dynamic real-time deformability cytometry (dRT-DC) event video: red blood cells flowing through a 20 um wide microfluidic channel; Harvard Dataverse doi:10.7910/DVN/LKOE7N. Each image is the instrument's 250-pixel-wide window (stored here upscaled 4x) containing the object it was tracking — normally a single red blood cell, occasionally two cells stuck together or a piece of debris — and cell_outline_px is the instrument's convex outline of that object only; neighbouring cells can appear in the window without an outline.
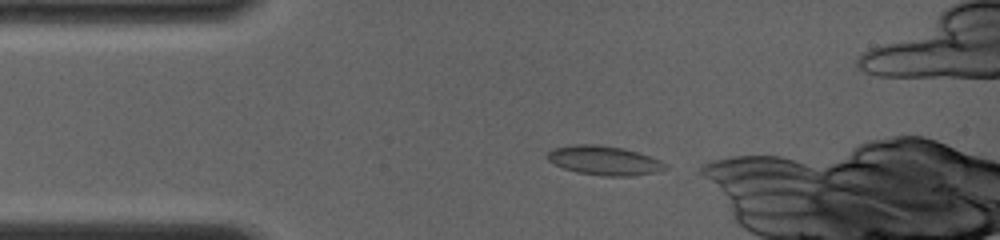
{"species": "common noctule bat (a hibernating species)", "species_latin": "Nyctalus noctula", "temperature_condition": "room temperature", "stored_images_in_passage": 2, "camera_frame_rate_fps": 4000, "um_per_image_px": 0.085, "animal": {"sex": "female", "body_mass_g": 19.0, "forearm_length_mm": 56.7}, "frame": {"image": 1, "passage_image": 1, "time_ms": 0.0, "image_size_px": [1000, 240], "cell_outline_px": [[668, 168], [656, 172], [632, 176], [604, 176], [576, 172], [564, 168], [548, 160], [548, 152], [552, 148], [572, 144], [600, 144], [624, 148], [660, 160], [668, 164]], "centroid_in_image_um": [51.37, 13.63], "position_along_channel_um": 33.6, "area_um2": 20.11}}